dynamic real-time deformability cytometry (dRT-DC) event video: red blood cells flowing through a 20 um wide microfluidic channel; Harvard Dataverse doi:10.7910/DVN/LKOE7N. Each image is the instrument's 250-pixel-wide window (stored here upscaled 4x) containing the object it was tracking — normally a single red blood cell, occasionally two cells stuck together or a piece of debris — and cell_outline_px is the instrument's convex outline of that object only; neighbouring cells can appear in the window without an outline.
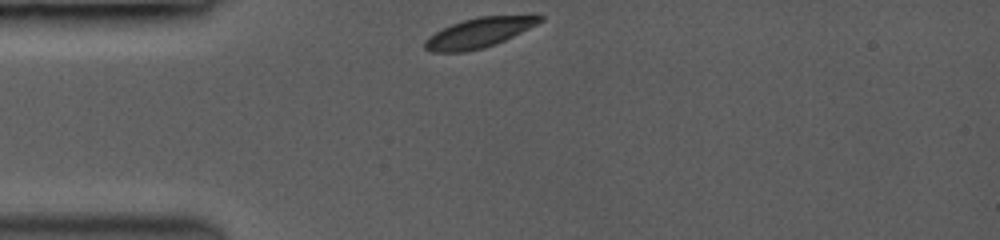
{"species": "common noctule bat (a hibernating species)", "species_latin": "Nyctalus noctula", "temperature_condition": "room temperature", "stored_images_in_passage": 38, "segment_of_instrument_passage": [1, 2], "camera_frame_rate_fps": 3500, "um_per_image_px": 0.085, "animal": {"sex": "female", "body_mass_g": 19.0, "forearm_length_mm": 53.3}, "frame": {"image": 1, "passage_image": 1, "time_ms": 0.0, "image_size_px": [1000, 240], "cell_outline_px": [[544, 20], [504, 40], [480, 48], [464, 52], [432, 52], [424, 48], [424, 40], [428, 36], [452, 24], [464, 20], [480, 16], [528, 12], [536, 12], [544, 16]], "centroid_in_image_um": [40.82, 2.71], "position_along_channel_um": 44.2, "area_um2": 20.35}}
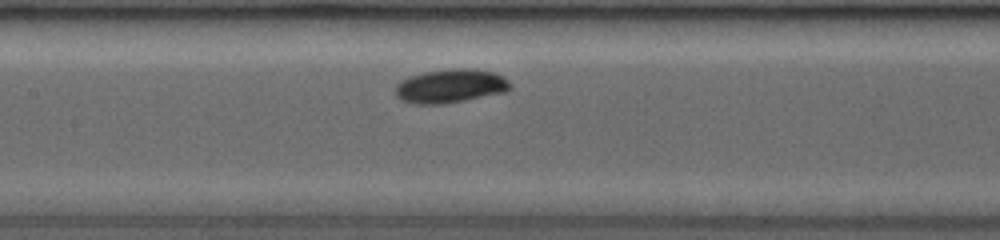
{"frame": {"image": 2, "passage_image": 14, "time_ms": 3.714, "image_size_px": [1000, 240], "cell_outline_px": [[512, 88], [504, 92], [460, 100], [432, 104], [420, 104], [404, 100], [396, 96], [396, 84], [400, 80], [424, 72], [448, 68], [476, 68], [492, 72], [508, 80], [512, 84]], "centroid_in_image_um": [38.3, 7.27], "position_along_channel_um": 169.1, "area_um2": 22.14}}
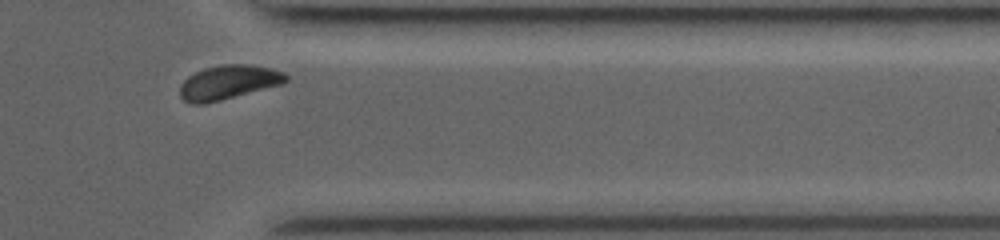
{"frame": {"image": 3, "passage_image": 34, "time_ms": 9.429, "image_size_px": [1000, 240], "cell_outline_px": [[288, 80], [280, 84], [220, 100], [204, 104], [192, 104], [184, 100], [180, 96], [180, 84], [188, 76], [204, 68], [224, 64], [240, 64], [268, 68], [280, 72], [288, 76]], "centroid_in_image_um": [19.34, 7.0], "position_along_channel_um": 392.1, "area_um2": 20.58}}